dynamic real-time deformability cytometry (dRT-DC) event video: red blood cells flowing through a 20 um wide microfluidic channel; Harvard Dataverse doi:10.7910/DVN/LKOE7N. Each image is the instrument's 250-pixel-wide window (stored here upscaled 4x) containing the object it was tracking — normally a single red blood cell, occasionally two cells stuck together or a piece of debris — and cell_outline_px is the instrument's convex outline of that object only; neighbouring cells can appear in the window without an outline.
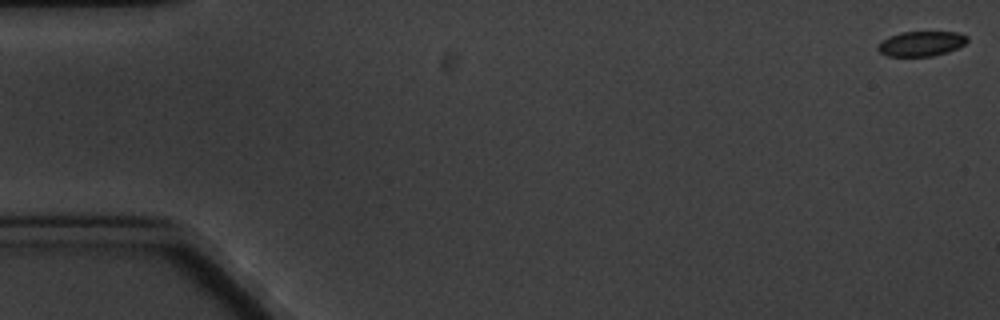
{"species": "common noctule bat (a hibernating species)", "species_latin": "Nyctalus noctula", "temperature_condition": "cold", "stored_images_in_passage": 5, "camera_frame_rate_fps": 3000, "um_per_image_px": 0.085, "animal": {"sex": "male", "body_mass_g": 20.1, "forearm_length_mm": 53.5}, "frame": {"image": 1, "passage_image": 1, "time_ms": 0.0, "image_size_px": [1000, 320], "cell_outline_px": [[968, 40], [964, 44], [956, 48], [932, 56], [888, 56], [880, 52], [876, 48], [888, 36], [900, 32], [956, 32], [968, 36]], "centroid_in_image_um": [78.29, 3.7], "position_along_channel_um": 6.7, "area_um2": 12.77}}
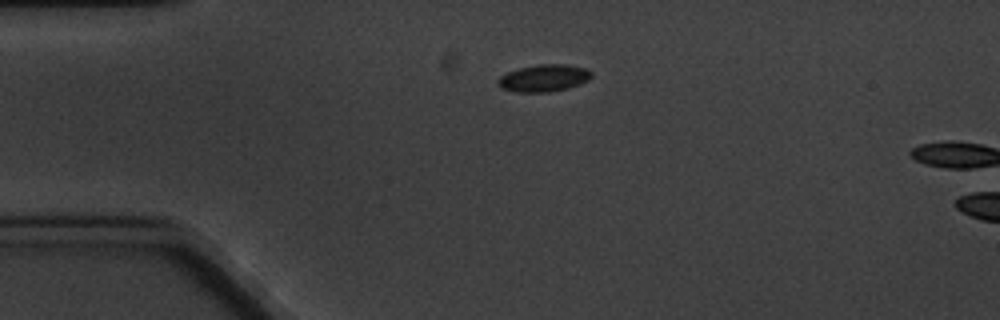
{"frame": {"image": 2, "passage_image": 4, "time_ms": 4.333, "image_size_px": [1000, 320], "cell_outline_px": [[592, 76], [588, 80], [580, 84], [548, 92], [516, 92], [500, 88], [496, 84], [496, 80], [500, 76], [508, 72], [520, 68], [536, 64], [564, 64], [588, 68], [592, 72]], "centroid_in_image_um": [46.2, 6.63], "position_along_channel_um": 38.8, "area_um2": 14.85}}